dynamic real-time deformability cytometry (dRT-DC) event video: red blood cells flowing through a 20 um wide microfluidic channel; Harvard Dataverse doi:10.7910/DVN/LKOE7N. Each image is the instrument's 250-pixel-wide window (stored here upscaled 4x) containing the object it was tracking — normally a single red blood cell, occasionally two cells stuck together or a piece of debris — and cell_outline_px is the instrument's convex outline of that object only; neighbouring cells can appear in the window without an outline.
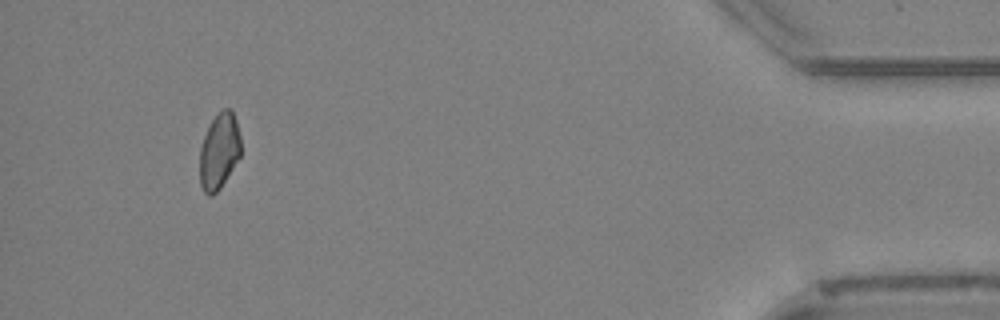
{"species": "Egyptian fruit bat (a non-hibernating species)", "species_latin": "Rousettus aegyptiacus", "temperature_condition": "cold", "stored_images_in_passage": 37, "camera_frame_rate_fps": 3000, "um_per_image_px": 0.085, "animal": {"sex": "female"}, "frame": {"image": 1, "passage_image": 37, "time_ms": 12.0, "image_size_px": [1000, 320], "cell_outline_px": [[240, 156], [220, 188], [212, 196], [208, 196], [204, 192], [200, 184], [200, 148], [204, 136], [212, 120], [224, 108], [232, 108], [236, 120], [240, 136]], "centroid_in_image_um": [18.63, 12.85], "position_along_channel_um": 416.6, "area_um2": 18.03}, "authors_computed_cell_mechanics": {"area_um2": 21.8484, "velocity_mm_per_s": 3.8851, "shape_relaxation_time_tau1_ms": null, "shape_relaxation_time_tau2_ms": 3.9652, "deformation_change_tau1": null, "deformation_change_tau2": 0.0782}}